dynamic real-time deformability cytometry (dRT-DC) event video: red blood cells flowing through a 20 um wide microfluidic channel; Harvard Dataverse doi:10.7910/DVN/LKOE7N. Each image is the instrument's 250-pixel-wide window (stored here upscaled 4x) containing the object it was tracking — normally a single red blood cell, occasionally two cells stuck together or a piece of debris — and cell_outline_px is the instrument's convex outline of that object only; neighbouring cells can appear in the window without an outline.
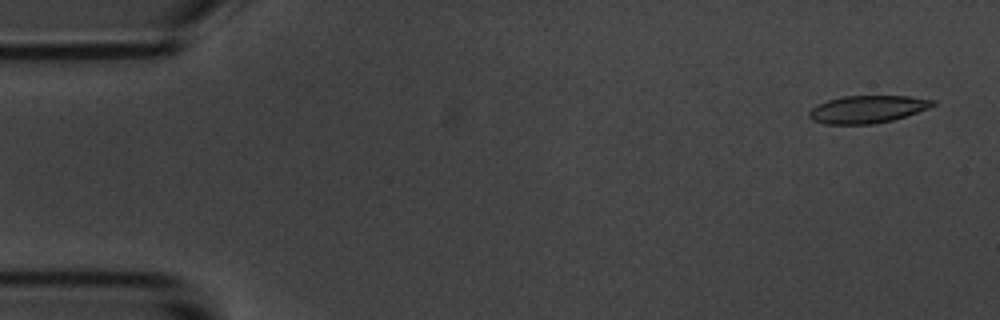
{"species": "common noctule bat (a hibernating species)", "species_latin": "Nyctalus noctula", "temperature_condition": "room temperature", "stored_images_in_passage": 5, "camera_frame_rate_fps": 3000, "um_per_image_px": 0.085, "animal": {"sex": "male", "body_mass_g": 20.1, "forearm_length_mm": 53.5}, "frame": {"image": 1, "passage_image": 1, "time_ms": 0.0, "image_size_px": [1000, 320], "cell_outline_px": [[936, 104], [928, 108], [892, 120], [872, 124], [824, 124], [812, 120], [808, 116], [808, 112], [816, 104], [828, 100], [844, 96], [908, 96], [936, 100]], "centroid_in_image_um": [73.69, 9.28], "position_along_channel_um": 11.3, "area_um2": 19.77}}
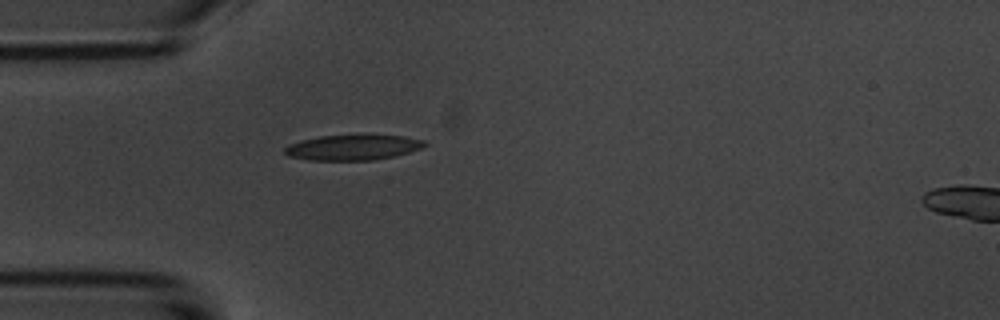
{"frame": {"image": 2, "passage_image": 5, "time_ms": 4.333, "image_size_px": [1000, 320], "cell_outline_px": [[428, 144], [420, 148], [408, 152], [392, 156], [372, 160], [308, 160], [288, 156], [284, 152], [284, 148], [288, 144], [300, 140], [320, 136], [404, 136], [424, 140]], "centroid_in_image_um": [29.93, 12.54], "position_along_channel_um": 55.1, "area_um2": 20.29}}